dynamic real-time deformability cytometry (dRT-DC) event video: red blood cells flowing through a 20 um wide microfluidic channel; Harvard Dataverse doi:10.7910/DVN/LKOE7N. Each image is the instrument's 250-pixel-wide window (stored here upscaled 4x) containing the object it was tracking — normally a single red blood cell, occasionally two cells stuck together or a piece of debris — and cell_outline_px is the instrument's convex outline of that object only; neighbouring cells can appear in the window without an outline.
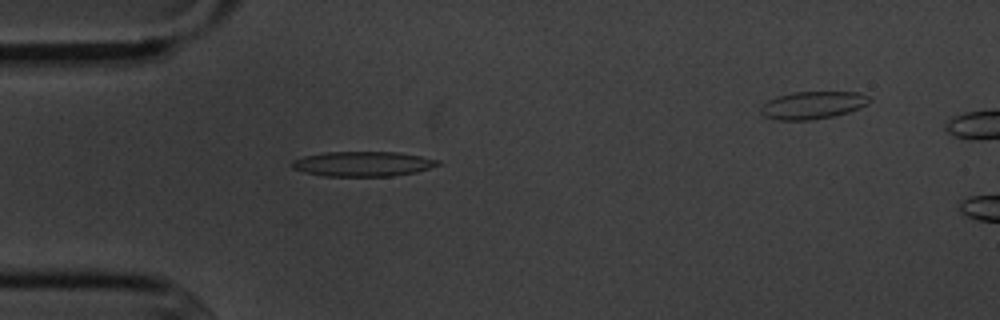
{"species": "common noctule bat (a hibernating species)", "species_latin": "Nyctalus noctula", "temperature_condition": "cold", "stored_images_in_passage": 2, "camera_frame_rate_fps": 3000, "um_per_image_px": 0.085, "animal": {"sex": "male", "body_mass_g": 20.1, "forearm_length_mm": 53.5}, "frame": {"image": 1, "passage_image": 1, "time_ms": 0.0, "image_size_px": [1000, 320], "cell_outline_px": [[440, 164], [416, 172], [392, 176], [324, 176], [304, 172], [292, 168], [292, 160], [304, 156], [324, 152], [400, 152], [440, 160]], "centroid_in_image_um": [30.83, 13.93], "position_along_channel_um": 54.2, "area_um2": 21.15}}